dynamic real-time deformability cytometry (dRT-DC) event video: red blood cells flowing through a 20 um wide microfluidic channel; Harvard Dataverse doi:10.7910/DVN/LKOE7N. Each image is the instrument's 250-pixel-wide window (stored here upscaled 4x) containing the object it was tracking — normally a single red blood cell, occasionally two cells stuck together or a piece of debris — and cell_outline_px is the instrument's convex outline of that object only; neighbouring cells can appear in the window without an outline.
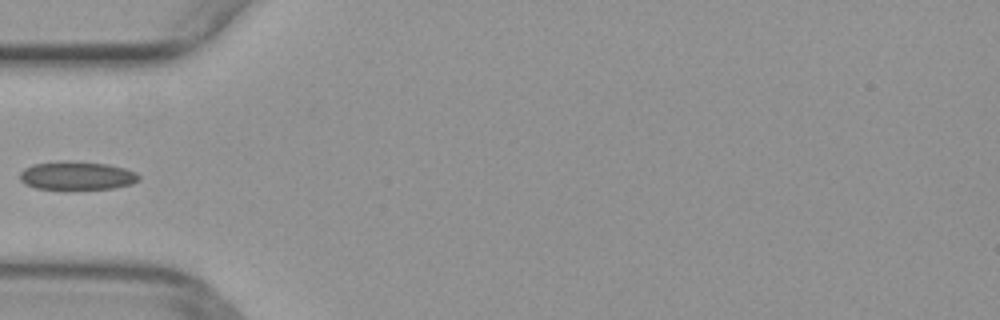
{"species": "common noctule bat (a hibernating species)", "species_latin": "Nyctalus noctula", "temperature_condition": "warm", "stored_images_in_passage": 32, "camera_frame_rate_fps": 3000, "um_per_image_px": 0.085, "animal": {"sex": "female", "body_mass_g": 29.2, "forearm_length_mm": 56.3}, "frame": {"image": 1, "passage_image": 1, "time_ms": 0.0, "image_size_px": [1000, 320], "cell_outline_px": [[140, 180], [132, 184], [112, 188], [36, 188], [24, 184], [20, 180], [20, 172], [24, 168], [32, 164], [64, 160], [68, 160], [108, 164], [124, 168], [136, 172], [140, 176]], "centroid_in_image_um": [6.53, 14.9], "position_along_channel_um": 78.5, "area_um2": 19.65}}
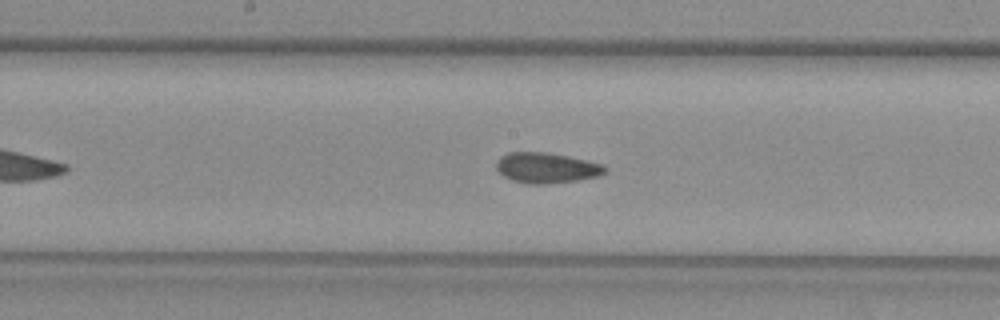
{"frame": {"image": 2, "passage_image": 10, "time_ms": 3.0, "image_size_px": [1000, 320], "cell_outline_px": [[608, 168], [600, 176], [576, 180], [544, 184], [528, 184], [512, 180], [504, 176], [496, 168], [496, 160], [500, 156], [508, 152], [544, 152], [568, 156], [604, 164]], "centroid_in_image_um": [46.44, 14.26], "position_along_channel_um": 201.8, "area_um2": 19.31}}
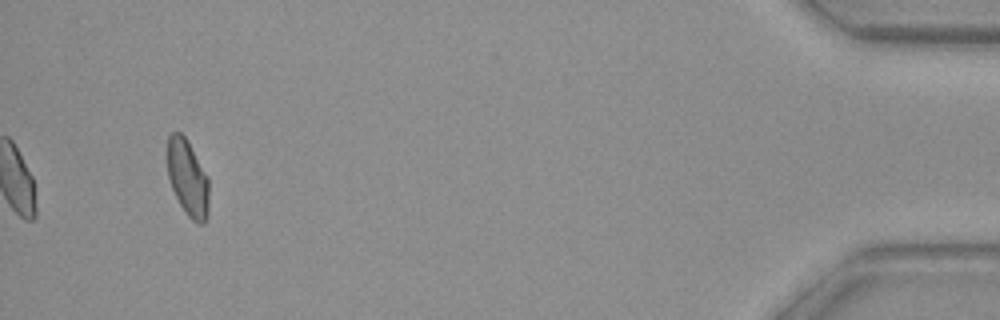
{"frame": {"image": 3, "passage_image": 32, "time_ms": 10.333, "image_size_px": [1000, 320], "cell_outline_px": [[208, 216], [204, 224], [200, 224], [192, 220], [184, 212], [172, 188], [168, 176], [168, 136], [172, 132], [180, 132], [184, 136], [208, 176]], "centroid_in_image_um": [15.96, 15.16], "position_along_channel_um": 419.2, "area_um2": 18.32}}